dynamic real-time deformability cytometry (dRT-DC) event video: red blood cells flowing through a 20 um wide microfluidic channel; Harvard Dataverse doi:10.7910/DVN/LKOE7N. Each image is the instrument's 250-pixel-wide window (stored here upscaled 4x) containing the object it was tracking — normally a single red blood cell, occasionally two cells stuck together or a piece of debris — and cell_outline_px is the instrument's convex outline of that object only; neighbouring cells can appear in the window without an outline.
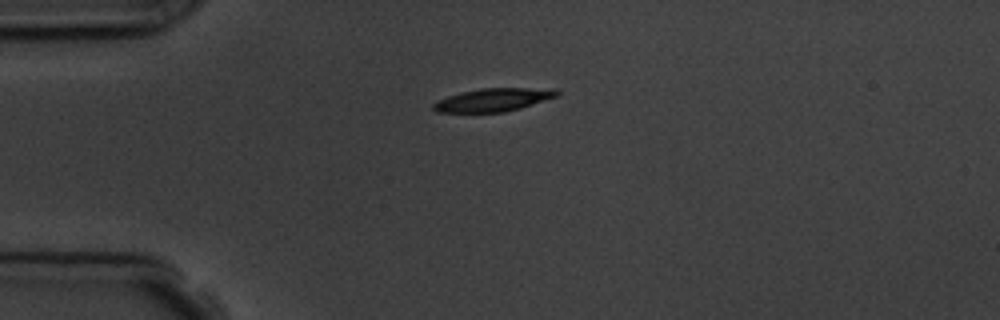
{"species": "common noctule bat (a hibernating species)", "species_latin": "Nyctalus noctula", "temperature_condition": "room temperature", "stored_images_in_passage": 2, "camera_frame_rate_fps": 3000, "um_per_image_px": 0.085, "animal": {"sex": "male", "body_mass_g": 19.5, "forearm_length_mm": 54.6}, "frame": {"image": 1, "passage_image": 1, "time_ms": 0.0, "image_size_px": [1000, 320], "cell_outline_px": [[560, 96], [520, 108], [504, 112], [436, 112], [432, 108], [432, 104], [436, 100], [460, 92], [480, 88], [552, 88], [560, 92]], "centroid_in_image_um": [41.94, 8.48], "position_along_channel_um": 43.1, "area_um2": 16.82}}